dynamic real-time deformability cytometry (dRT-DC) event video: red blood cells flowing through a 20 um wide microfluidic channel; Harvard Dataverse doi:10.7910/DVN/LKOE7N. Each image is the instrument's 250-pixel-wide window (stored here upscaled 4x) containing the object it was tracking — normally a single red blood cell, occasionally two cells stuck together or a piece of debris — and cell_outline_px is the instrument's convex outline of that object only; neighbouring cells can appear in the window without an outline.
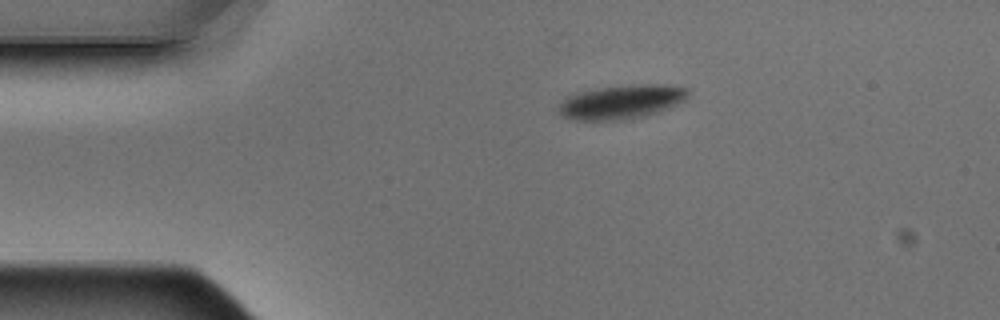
{"species": "Egyptian fruit bat (a non-hibernating species)", "species_latin": "Rousettus aegyptiacus", "temperature_condition": "warm", "stored_images_in_passage": 2, "camera_frame_rate_fps": 3000, "um_per_image_px": 0.085, "animal": {"sex": "male"}, "frame": {"image": 1, "passage_image": 1, "time_ms": 0.0, "image_size_px": [1000, 320], "cell_outline_px": [[688, 100], [660, 112], [628, 120], [576, 120], [564, 116], [560, 112], [560, 104], [568, 96], [580, 92], [600, 88], [640, 84], [668, 84], [688, 88]], "centroid_in_image_um": [52.94, 8.66], "position_along_channel_um": 32.1, "area_um2": 25.66}}